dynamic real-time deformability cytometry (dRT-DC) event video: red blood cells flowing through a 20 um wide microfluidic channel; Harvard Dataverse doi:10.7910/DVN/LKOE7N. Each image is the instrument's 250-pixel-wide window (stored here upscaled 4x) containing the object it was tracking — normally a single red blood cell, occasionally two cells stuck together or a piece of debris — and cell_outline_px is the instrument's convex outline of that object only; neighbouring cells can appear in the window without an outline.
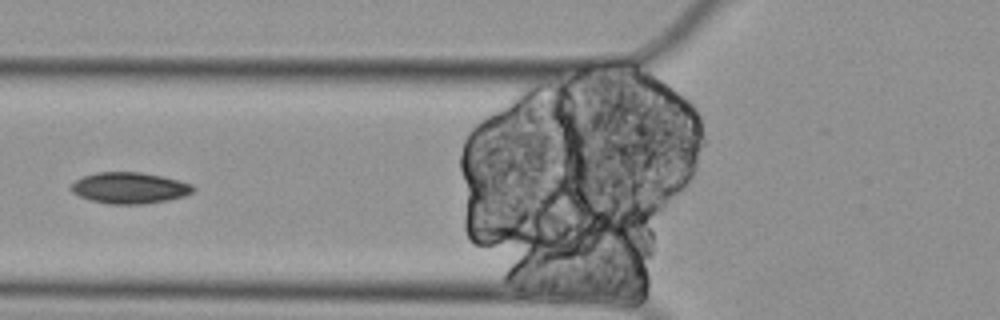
{"species": "Egyptian fruit bat (a non-hibernating species)", "species_latin": "Rousettus aegyptiacus", "temperature_condition": "cold", "stored_images_in_passage": 7, "camera_frame_rate_fps": 3000, "um_per_image_px": 0.085, "animal": {"sex": "female"}, "frame": {"image": 1, "passage_image": 5, "time_ms": 1.333, "image_size_px": [1000, 320], "cell_outline_px": [[196, 188], [192, 192], [184, 196], [168, 200], [144, 204], [108, 204], [88, 200], [72, 192], [68, 188], [76, 180], [84, 176], [96, 172], [140, 172], [164, 176], [192, 184]], "centroid_in_image_um": [11.0, 15.98], "position_along_channel_um": 114.8, "area_um2": 22.37}}
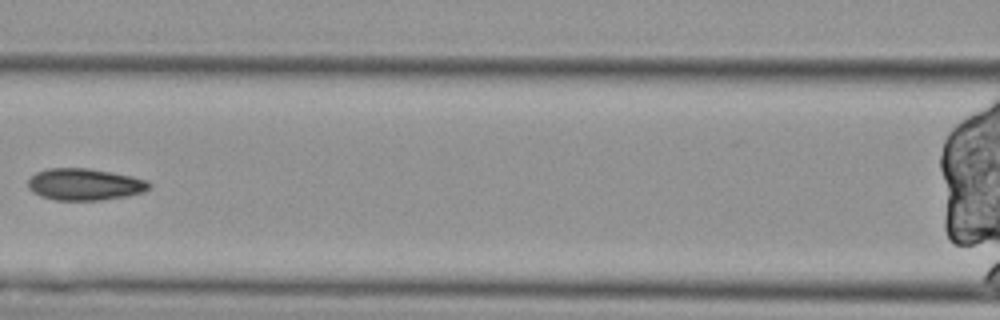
{"frame": {"image": 2, "passage_image": 6, "time_ms": 1.667, "image_size_px": [1000, 320], "cell_outline_px": [[152, 184], [144, 192], [128, 196], [100, 200], [52, 200], [40, 196], [32, 192], [28, 188], [28, 180], [36, 172], [48, 168], [88, 168], [112, 172], [132, 176], [148, 180]], "centroid_in_image_um": [7.2, 15.67], "position_along_channel_um": 159.4, "area_um2": 22.66}}
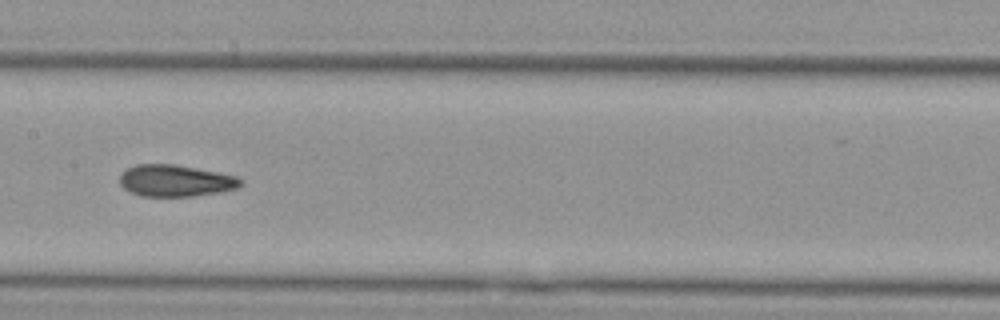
{"frame": {"image": 3, "passage_image": 7, "time_ms": 2.0, "image_size_px": [1000, 320], "cell_outline_px": [[244, 184], [236, 188], [220, 192], [192, 196], [140, 196], [124, 188], [120, 184], [120, 172], [136, 164], [176, 164], [220, 172], [236, 176], [244, 180]], "centroid_in_image_um": [14.94, 15.35], "position_along_channel_um": 192.5, "area_um2": 22.54}}